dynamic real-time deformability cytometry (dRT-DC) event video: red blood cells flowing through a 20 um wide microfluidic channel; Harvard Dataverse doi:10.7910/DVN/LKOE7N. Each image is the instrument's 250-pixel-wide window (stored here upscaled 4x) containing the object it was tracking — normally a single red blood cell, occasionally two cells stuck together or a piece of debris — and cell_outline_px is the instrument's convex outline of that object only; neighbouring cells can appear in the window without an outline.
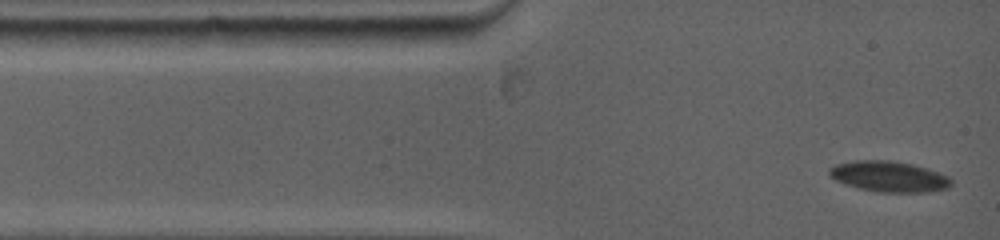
{"species": "common noctule bat (a hibernating species)", "species_latin": "Nyctalus noctula", "temperature_condition": "warm", "stored_images_in_passage": 38, "camera_frame_rate_fps": 5000, "um_per_image_px": 0.085, "animal": {"sex": "female", "body_mass_g": 19.0, "forearm_length_mm": 53.3}, "frame": {"image": 1, "passage_image": 1, "time_ms": 0.0, "image_size_px": [1000, 240], "cell_outline_px": [[952, 184], [948, 188], [928, 192], [880, 192], [860, 188], [844, 184], [828, 176], [828, 168], [836, 164], [852, 160], [888, 160], [912, 164], [928, 168], [948, 176], [952, 180]], "centroid_in_image_um": [75.55, 15.0], "position_along_channel_um": 9.5, "area_um2": 21.96}}
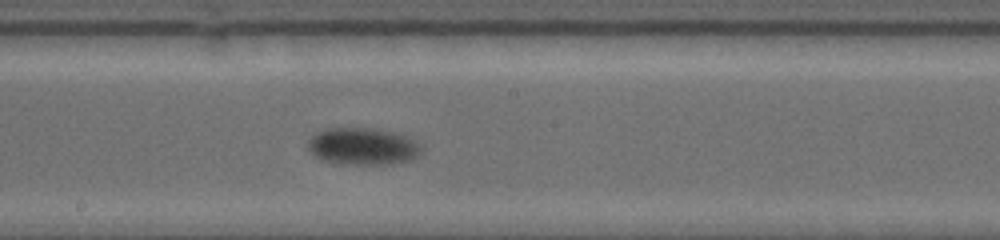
{"frame": {"image": 2, "passage_image": 20, "time_ms": 6.8, "image_size_px": [1000, 240], "cell_outline_px": [[424, 148], [416, 156], [408, 160], [392, 164], [344, 164], [324, 160], [312, 156], [308, 152], [308, 140], [316, 132], [328, 128], [368, 128], [392, 132], [416, 140], [424, 144]], "centroid_in_image_um": [30.82, 12.44], "position_along_channel_um": 217.4, "area_um2": 24.62}}
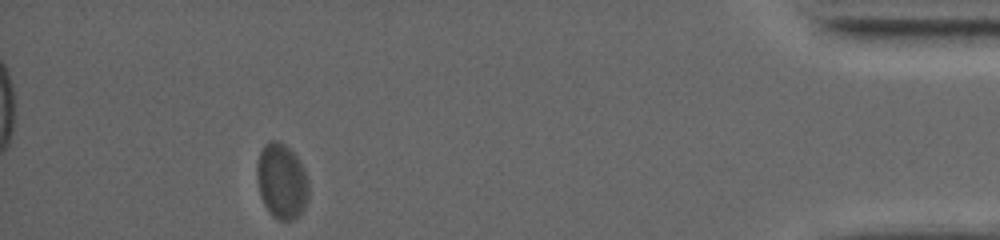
{"frame": {"image": 3, "passage_image": 38, "time_ms": 14.2, "image_size_px": [1000, 240], "cell_outline_px": [[308, 200], [304, 208], [296, 220], [280, 220], [272, 216], [264, 204], [260, 196], [256, 176], [256, 168], [260, 152], [264, 144], [268, 140], [280, 140], [296, 156], [304, 168], [308, 180]], "centroid_in_image_um": [23.94, 15.4], "position_along_channel_um": 411.3, "area_um2": 22.95}, "authors_computed_cell_mechanics": {"area_um2": 23.2645, "velocity_mm_per_s": 3.6513, "shape_relaxation_time_tau1_ms": 4.2859, "shape_relaxation_time_tau2_ms": null, "deformation_change_tau1": 0.1091, "deformation_change_tau2": null}}